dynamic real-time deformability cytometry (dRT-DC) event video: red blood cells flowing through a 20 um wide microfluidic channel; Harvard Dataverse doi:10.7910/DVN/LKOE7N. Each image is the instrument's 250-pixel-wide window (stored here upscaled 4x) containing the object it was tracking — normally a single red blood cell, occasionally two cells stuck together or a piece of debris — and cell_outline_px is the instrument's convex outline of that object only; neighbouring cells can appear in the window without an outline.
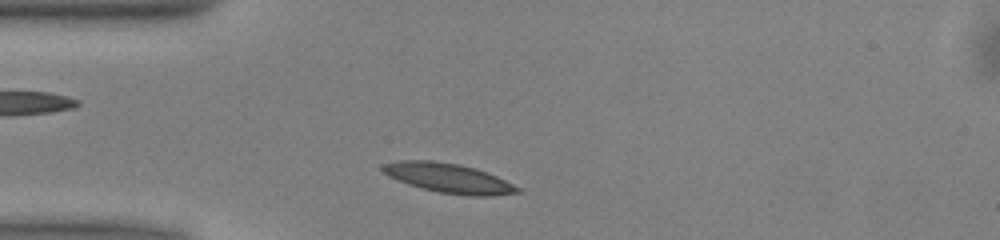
{"species": "common noctule bat (a hibernating species)", "species_latin": "Nyctalus noctula", "temperature_condition": "warm", "stored_images_in_passage": 39, "camera_frame_rate_fps": 3000, "um_per_image_px": 0.085, "animal": {"sex": "male", "body_mass_g": 13.0, "forearm_length_mm": 53.1}, "frame": {"image": 1, "passage_image": 1, "time_ms": 0.0, "image_size_px": [1000, 240], "cell_outline_px": [[520, 192], [488, 196], [468, 196], [440, 192], [408, 184], [396, 180], [388, 176], [380, 168], [384, 164], [400, 160], [432, 160], [460, 164], [476, 168], [496, 176], [520, 188]], "centroid_in_image_um": [38.1, 15.13], "position_along_channel_um": 46.9, "area_um2": 23.0}}
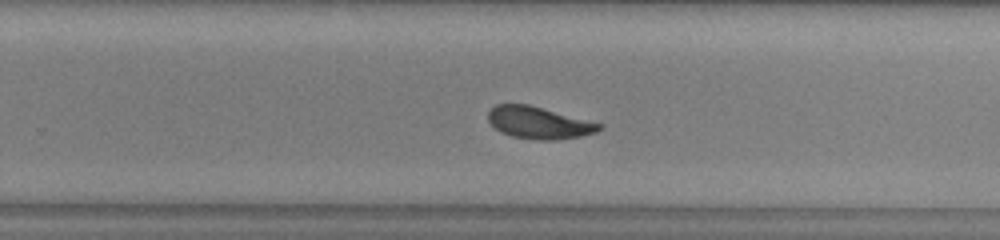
{"frame": {"image": 2, "passage_image": 20, "time_ms": 6.333, "image_size_px": [1000, 240], "cell_outline_px": [[604, 128], [596, 132], [580, 136], [556, 140], [536, 140], [512, 136], [500, 132], [488, 120], [488, 112], [496, 104], [528, 104], [604, 124]], "centroid_in_image_um": [45.83, 10.43], "position_along_channel_um": 284.0, "area_um2": 20.75}}
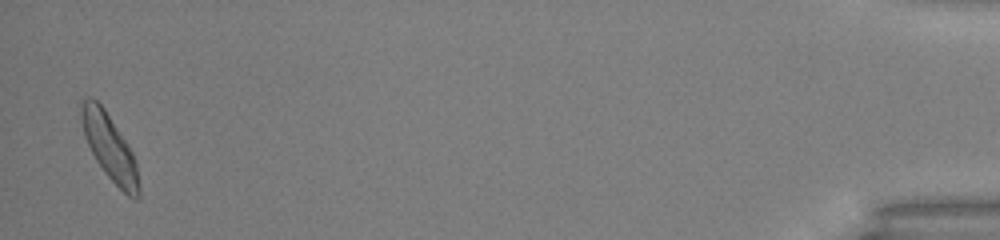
{"frame": {"image": 3, "passage_image": 38, "time_ms": 12.333, "image_size_px": [1000, 240], "cell_outline_px": [[140, 196], [136, 200], [128, 196], [104, 172], [96, 160], [84, 136], [80, 120], [80, 100], [84, 96], [88, 96], [96, 100], [104, 108], [128, 144], [132, 152], [136, 164], [140, 188]], "centroid_in_image_um": [9.29, 12.48], "position_along_channel_um": 425.9, "area_um2": 22.14}, "authors_computed_cell_mechanics": {"area_um2": 21.4438, "velocity_mm_per_s": 3.9726, "shape_relaxation_time_tau1_ms": 2.9659, "shape_relaxation_time_tau2_ms": 3.7998, "deformation_change_tau1": 0.1177, "deformation_change_tau2": 0.0805}}